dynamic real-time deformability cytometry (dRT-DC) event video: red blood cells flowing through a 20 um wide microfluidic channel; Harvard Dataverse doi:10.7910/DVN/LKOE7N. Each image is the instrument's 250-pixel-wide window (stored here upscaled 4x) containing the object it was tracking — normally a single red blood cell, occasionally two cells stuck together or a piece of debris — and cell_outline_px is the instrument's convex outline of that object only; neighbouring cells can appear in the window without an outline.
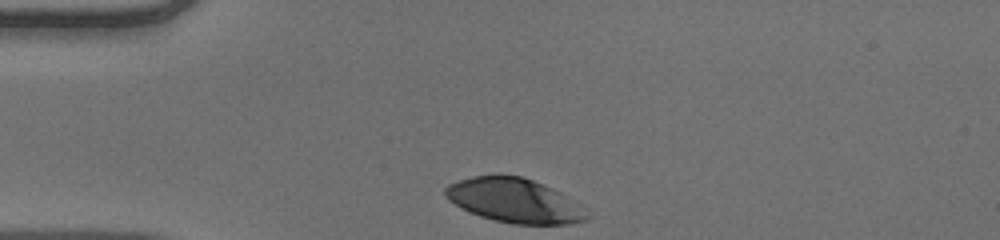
{"species": "human", "species_latin": "Homo sapiens", "temperature_condition": "warm", "stored_images_in_passage": 31, "camera_frame_rate_fps": 3000, "um_per_image_px": 0.085, "donor": {"sex": "male"}, "frame": {"image": 1, "passage_image": 1, "time_ms": 0.0, "image_size_px": [1000, 240], "cell_outline_px": [[592, 216], [588, 220], [572, 224], [512, 224], [492, 220], [468, 212], [460, 208], [448, 200], [444, 196], [444, 188], [448, 184], [472, 176], [496, 172], [500, 172], [524, 176], [552, 188], [568, 196], [588, 208]], "centroid_in_image_um": [43.76, 17.03], "position_along_channel_um": 41.2, "area_um2": 37.92}}
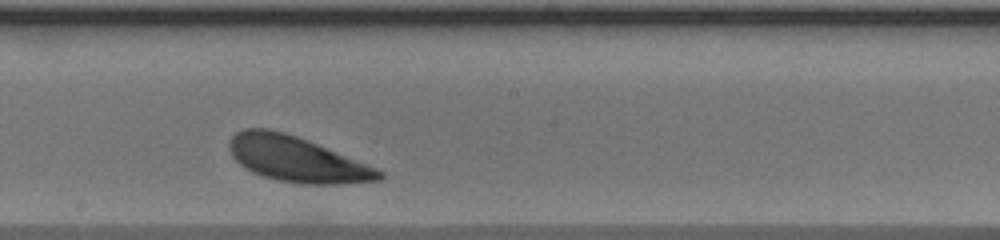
{"frame": {"image": 2, "passage_image": 18, "time_ms": 5.667, "image_size_px": [1000, 240], "cell_outline_px": [[384, 176], [380, 180], [344, 184], [300, 184], [276, 180], [252, 172], [244, 168], [232, 156], [228, 148], [228, 140], [236, 132], [244, 128], [268, 128], [284, 132], [296, 136], [376, 168], [384, 172]], "centroid_in_image_um": [25.17, 13.53], "position_along_channel_um": 223.0, "area_um2": 39.42}}
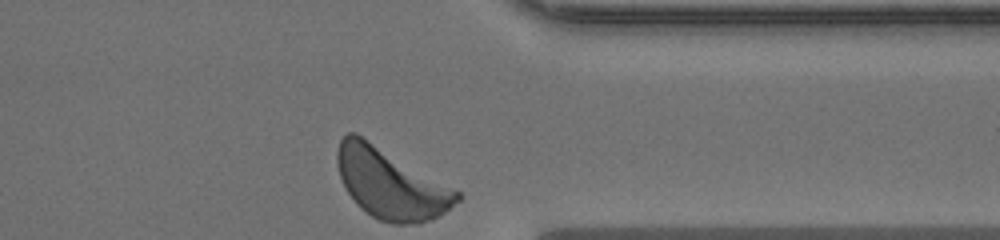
{"frame": {"image": 3, "passage_image": 31, "time_ms": 10.0, "image_size_px": [1000, 240], "cell_outline_px": [[460, 200], [440, 216], [420, 224], [392, 224], [380, 220], [372, 216], [360, 208], [356, 204], [348, 192], [340, 176], [336, 164], [336, 152], [340, 140], [348, 132], [356, 132], [460, 192]], "centroid_in_image_um": [33.19, 15.61], "position_along_channel_um": 378.2, "area_um2": 48.9}, "authors_computed_cell_mechanics": {"area_um2": 39.1306, "velocity_mm_per_s": 3.7243, "shape_relaxation_time_tau1_ms": 1.2809, "shape_relaxation_time_tau2_ms": null, "deformation_change_tau1": 0.1116, "deformation_change_tau2": null}}